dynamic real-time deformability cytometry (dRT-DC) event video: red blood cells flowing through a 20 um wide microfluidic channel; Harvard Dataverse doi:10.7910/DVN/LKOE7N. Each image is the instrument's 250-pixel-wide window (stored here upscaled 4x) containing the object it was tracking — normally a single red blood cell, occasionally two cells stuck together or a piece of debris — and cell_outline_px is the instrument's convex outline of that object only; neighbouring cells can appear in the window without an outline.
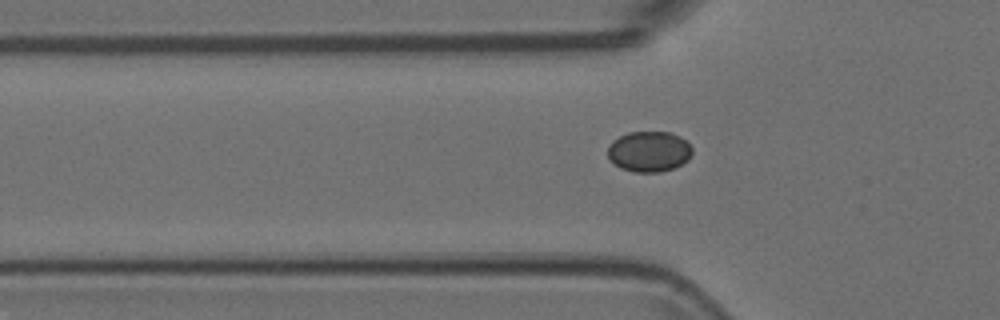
{"species": "Egyptian fruit bat (a non-hibernating species)", "species_latin": "Rousettus aegyptiacus", "temperature_condition": "room temperature", "stored_images_in_passage": 33, "camera_frame_rate_fps": 3000, "um_per_image_px": 0.085, "animal": {"sex": "female"}, "frame": {"image": 1, "passage_image": 2, "time_ms": 0.333, "image_size_px": [1000, 320], "cell_outline_px": [[692, 152], [688, 160], [672, 168], [660, 172], [632, 172], [620, 168], [608, 160], [608, 148], [612, 140], [628, 132], [668, 132], [680, 136], [692, 148]], "centroid_in_image_um": [55.13, 12.88], "position_along_channel_um": 70.7, "area_um2": 20.0}}
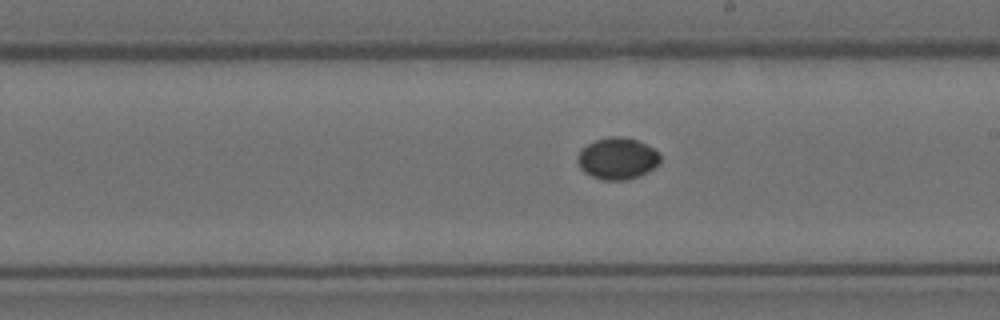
{"frame": {"image": 2, "passage_image": 15, "time_ms": 4.667, "image_size_px": [1000, 320], "cell_outline_px": [[660, 164], [636, 176], [624, 180], [600, 180], [584, 172], [580, 168], [576, 160], [580, 148], [596, 140], [608, 136], [624, 136], [636, 140], [660, 152]], "centroid_in_image_um": [52.44, 13.46], "position_along_channel_um": 236.6, "area_um2": 20.06}}
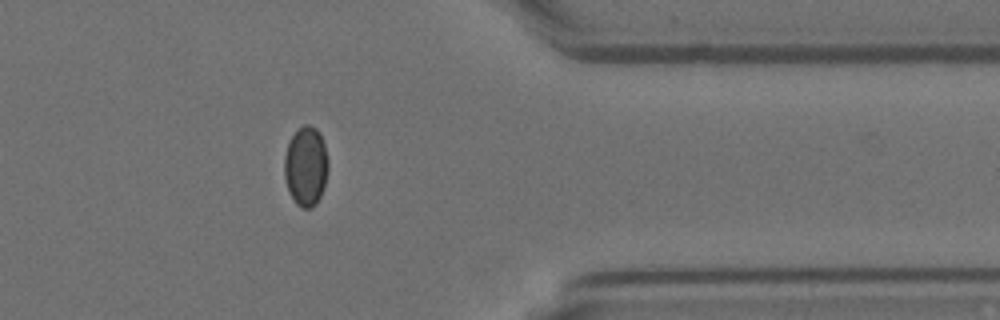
{"frame": {"image": 3, "passage_image": 28, "time_ms": 9.0, "image_size_px": [1000, 320], "cell_outline_px": [[328, 168], [324, 188], [316, 204], [312, 208], [300, 208], [296, 204], [288, 188], [284, 176], [284, 156], [288, 144], [292, 136], [304, 124], [308, 124], [316, 128], [320, 132], [324, 144], [328, 160]], "centroid_in_image_um": [26.01, 14.14], "position_along_channel_um": 385.4, "area_um2": 20.35}}